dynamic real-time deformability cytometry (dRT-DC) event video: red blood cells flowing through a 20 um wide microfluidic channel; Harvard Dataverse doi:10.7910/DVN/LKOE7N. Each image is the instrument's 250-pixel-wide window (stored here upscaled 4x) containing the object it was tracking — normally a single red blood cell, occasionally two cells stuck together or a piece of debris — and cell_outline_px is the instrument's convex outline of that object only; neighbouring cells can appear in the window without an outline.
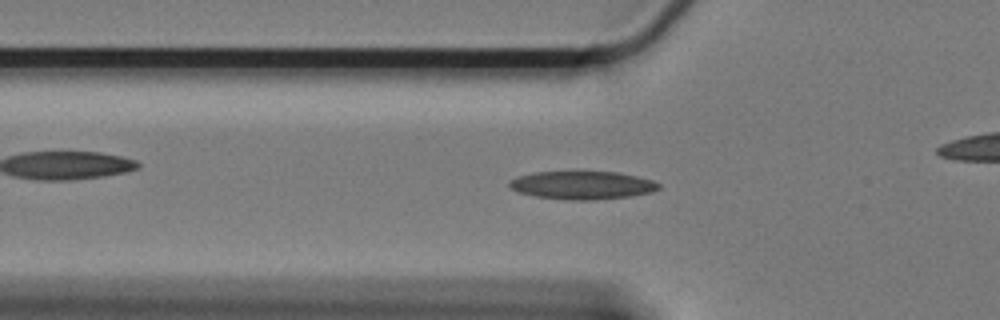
{"species": "Egyptian fruit bat (a non-hibernating species)", "species_latin": "Rousettus aegyptiacus", "temperature_condition": "cold", "stored_images_in_passage": 61, "camera_frame_rate_fps": 3000, "um_per_image_px": 0.085, "animal": {"sex": "female"}, "frame": {"image": 1, "passage_image": 20, "time_ms": 6.333, "image_size_px": [1000, 320], "cell_outline_px": [[660, 188], [652, 192], [628, 196], [592, 200], [568, 200], [536, 196], [520, 192], [512, 188], [508, 184], [512, 180], [520, 176], [536, 172], [620, 172], [652, 180], [660, 184]], "centroid_in_image_um": [49.54, 15.74], "position_along_channel_um": 76.3, "area_um2": 24.1}}
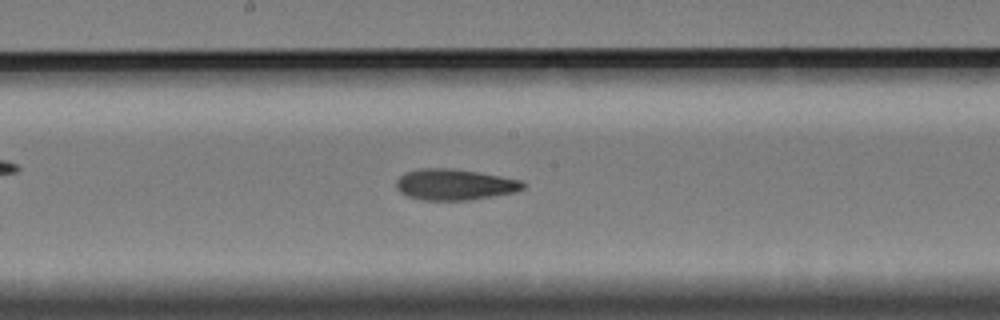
{"frame": {"image": 2, "passage_image": 32, "time_ms": 10.333, "image_size_px": [1000, 320], "cell_outline_px": [[528, 184], [524, 188], [516, 192], [468, 200], [424, 200], [408, 196], [400, 192], [396, 188], [396, 180], [400, 176], [408, 172], [420, 168], [448, 168], [480, 172], [520, 180]], "centroid_in_image_um": [38.66, 15.68], "position_along_channel_um": 209.5, "area_um2": 22.89}}
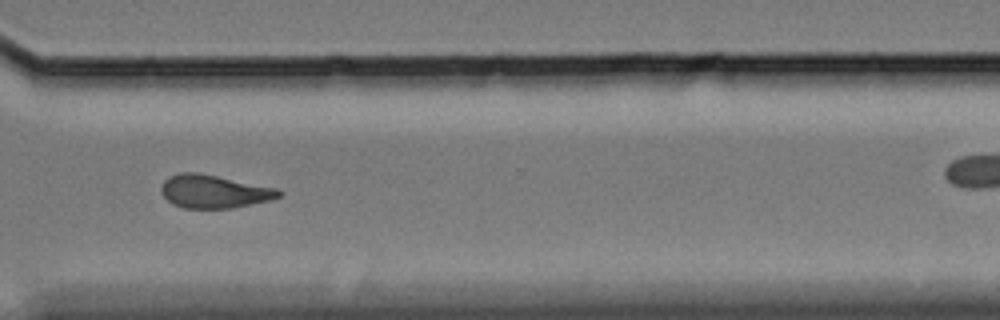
{"frame": {"image": 3, "passage_image": 45, "time_ms": 14.667, "image_size_px": [1000, 320], "cell_outline_px": [[284, 192], [280, 196], [272, 200], [232, 208], [184, 208], [172, 204], [160, 192], [160, 188], [164, 180], [168, 176], [180, 172], [200, 172], [276, 188]], "centroid_in_image_um": [18.18, 16.27], "position_along_channel_um": 352.4, "area_um2": 22.95}}